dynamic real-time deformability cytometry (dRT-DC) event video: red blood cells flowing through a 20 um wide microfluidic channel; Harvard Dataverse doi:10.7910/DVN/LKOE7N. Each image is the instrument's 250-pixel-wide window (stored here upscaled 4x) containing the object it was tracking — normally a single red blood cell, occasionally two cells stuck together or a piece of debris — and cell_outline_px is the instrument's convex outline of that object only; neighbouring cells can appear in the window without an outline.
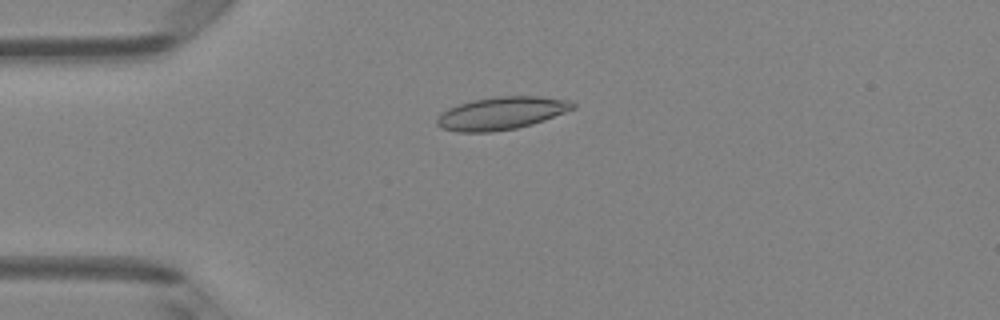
{"species": "Egyptian fruit bat (a non-hibernating species)", "species_latin": "Rousettus aegyptiacus", "temperature_condition": "room temperature", "stored_images_in_passage": 2, "camera_frame_rate_fps": 3000, "um_per_image_px": 0.085, "animal": {"sex": "female"}, "frame": {"image": 1, "passage_image": 2, "time_ms": 1.333, "image_size_px": [1000, 320], "cell_outline_px": [[576, 108], [544, 120], [532, 124], [516, 128], [492, 132], [460, 132], [440, 128], [436, 124], [436, 116], [440, 112], [448, 108], [472, 100], [496, 96], [540, 96], [568, 100], [576, 104]], "centroid_in_image_um": [42.59, 9.62], "position_along_channel_um": 42.4, "area_um2": 26.07}}